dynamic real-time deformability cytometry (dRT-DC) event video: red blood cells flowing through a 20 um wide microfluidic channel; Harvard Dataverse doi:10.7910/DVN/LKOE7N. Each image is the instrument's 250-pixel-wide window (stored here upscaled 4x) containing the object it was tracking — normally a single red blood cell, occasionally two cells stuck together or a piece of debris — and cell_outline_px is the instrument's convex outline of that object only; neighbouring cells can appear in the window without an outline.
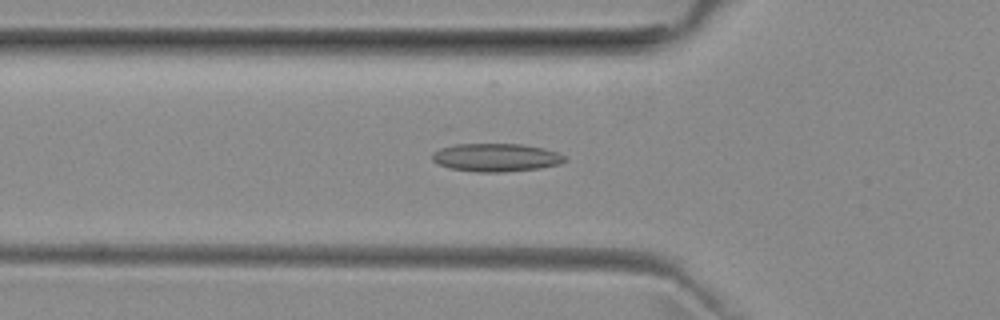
{"species": "common noctule bat (a hibernating species)", "species_latin": "Nyctalus noctula", "temperature_condition": "room temperature", "stored_images_in_passage": 51, "camera_frame_rate_fps": 3000, "um_per_image_px": 0.085, "animal": {"sex": "female", "body_mass_g": 29.2, "forearm_length_mm": 56.3}, "frame": {"image": 1, "passage_image": 17, "time_ms": 5.333, "image_size_px": [1000, 320], "cell_outline_px": [[568, 160], [560, 164], [540, 168], [504, 172], [476, 172], [448, 168], [436, 164], [432, 160], [432, 152], [448, 144], [520, 144], [544, 148], [556, 152], [564, 156]], "centroid_in_image_um": [42.11, 13.39], "position_along_channel_um": 83.7, "area_um2": 22.02}}
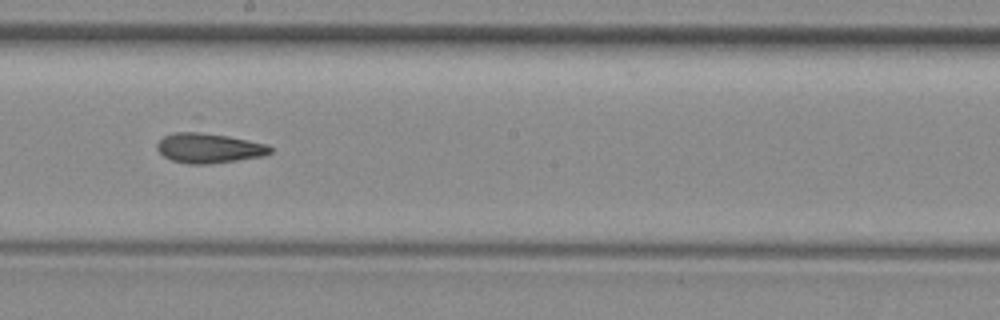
{"frame": {"image": 2, "passage_image": 28, "time_ms": 9.0, "image_size_px": [1000, 320], "cell_outline_px": [[272, 152], [264, 156], [208, 164], [188, 164], [172, 160], [164, 156], [156, 148], [156, 144], [164, 136], [188, 128], [192, 128], [268, 144], [272, 148]], "centroid_in_image_um": [17.74, 12.53], "position_along_channel_um": 230.5, "area_um2": 20.4}}
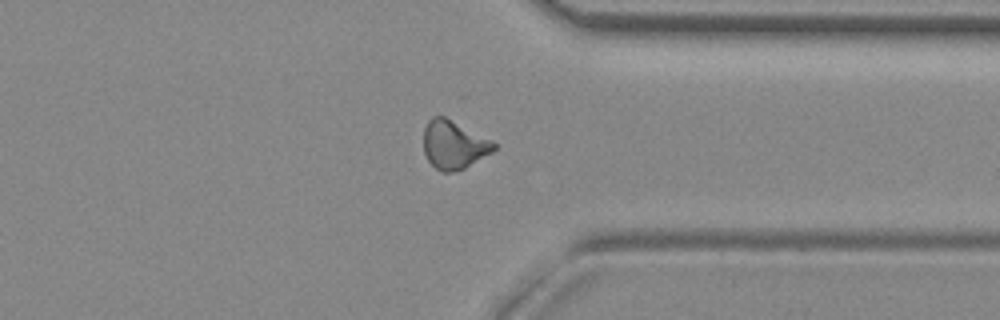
{"frame": {"image": 3, "passage_image": 39, "time_ms": 12.667, "image_size_px": [1000, 320], "cell_outline_px": [[496, 148], [492, 152], [464, 168], [452, 172], [440, 172], [428, 160], [424, 152], [424, 128], [428, 120], [432, 116], [444, 116], [492, 140], [496, 144]], "centroid_in_image_um": [38.56, 12.3], "position_along_channel_um": 372.8, "area_um2": 19.71}}